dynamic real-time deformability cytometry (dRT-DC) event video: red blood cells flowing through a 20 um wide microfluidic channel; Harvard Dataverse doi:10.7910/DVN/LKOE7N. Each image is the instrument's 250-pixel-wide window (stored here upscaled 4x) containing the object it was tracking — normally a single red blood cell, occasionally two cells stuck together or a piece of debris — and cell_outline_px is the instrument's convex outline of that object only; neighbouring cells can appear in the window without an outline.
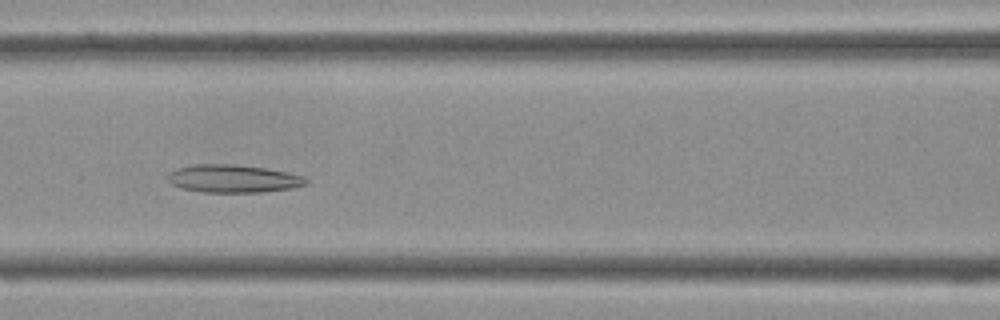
{"species": "Egyptian fruit bat (a non-hibernating species)", "species_latin": "Rousettus aegyptiacus", "temperature_condition": "cold", "stored_images_in_passage": 42, "camera_frame_rate_fps": 3000, "um_per_image_px": 0.085, "frame": {"image": 1, "passage_image": 18, "time_ms": 5.667, "image_size_px": [1000, 320], "cell_outline_px": [[312, 180], [308, 184], [292, 188], [264, 192], [200, 192], [180, 188], [172, 184], [168, 180], [168, 172], [176, 168], [192, 164], [236, 164], [264, 168], [288, 172], [304, 176]], "centroid_in_image_um": [19.84, 15.18], "position_along_channel_um": 146.8, "area_um2": 22.83}}
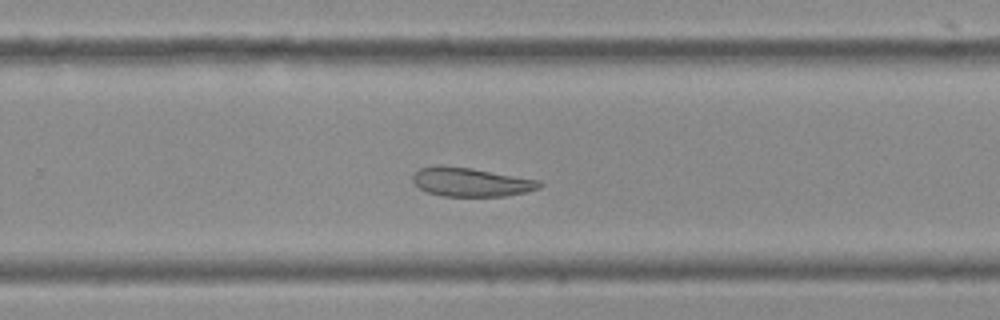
{"frame": {"image": 2, "passage_image": 27, "time_ms": 8.667, "image_size_px": [1000, 320], "cell_outline_px": [[544, 184], [540, 188], [528, 192], [504, 196], [440, 196], [428, 192], [420, 188], [412, 180], [412, 176], [420, 168], [440, 164], [472, 168], [540, 180]], "centroid_in_image_um": [40.06, 15.47], "position_along_channel_um": 289.7, "area_um2": 21.5}}
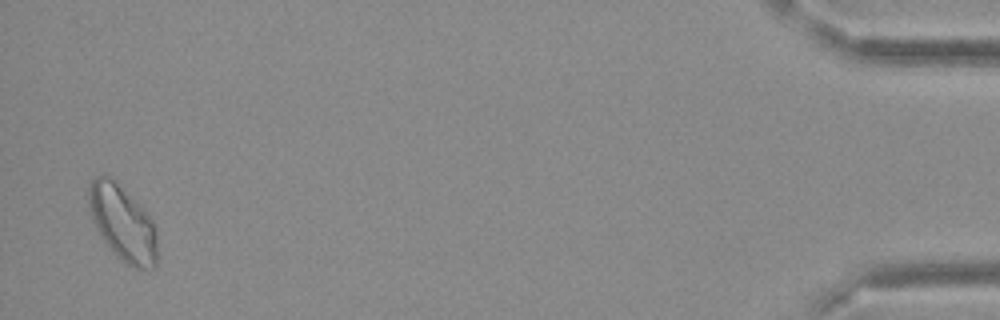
{"frame": {"image": 3, "passage_image": 41, "time_ms": 13.333, "image_size_px": [1000, 320], "cell_outline_px": [[156, 264], [152, 268], [132, 268], [120, 260], [116, 256], [100, 236], [92, 220], [88, 204], [88, 180], [92, 176], [104, 172], [112, 176], [144, 208], [152, 220], [156, 232]], "centroid_in_image_um": [10.37, 18.88], "position_along_channel_um": 424.8, "area_um2": 30.92}}